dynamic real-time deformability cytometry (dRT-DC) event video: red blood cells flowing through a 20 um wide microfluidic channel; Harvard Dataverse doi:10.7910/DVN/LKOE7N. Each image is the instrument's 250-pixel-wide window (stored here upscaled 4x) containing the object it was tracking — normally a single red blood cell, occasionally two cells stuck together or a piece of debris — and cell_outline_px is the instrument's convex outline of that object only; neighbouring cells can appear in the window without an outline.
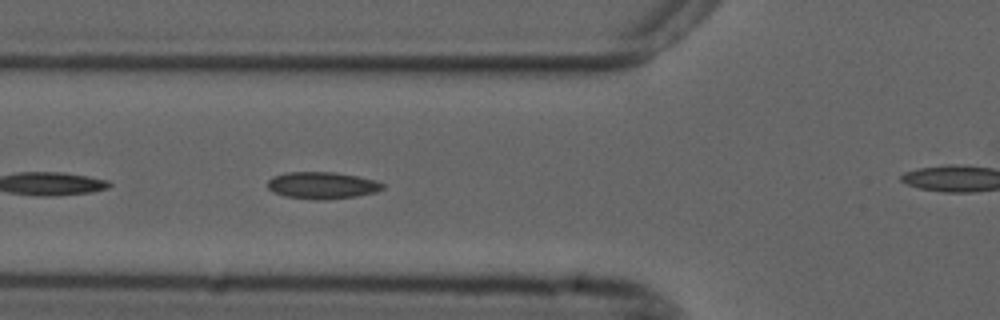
{"species": "common noctule bat (a hibernating species)", "species_latin": "Nyctalus noctula", "temperature_condition": "cold", "stored_images_in_passage": 10, "camera_frame_rate_fps": 3000, "um_per_image_px": 0.085, "animal": {"sex": "male", "forearm_length_mm": 52.5}, "frame": {"image": 1, "passage_image": 7, "time_ms": 2.0, "image_size_px": [1000, 320], "cell_outline_px": [[384, 188], [376, 192], [356, 196], [328, 200], [316, 200], [284, 196], [272, 192], [268, 188], [268, 180], [272, 176], [288, 172], [332, 172], [356, 176], [376, 180], [384, 184]], "centroid_in_image_um": [27.37, 15.76], "position_along_channel_um": 98.4, "area_um2": 18.15}}